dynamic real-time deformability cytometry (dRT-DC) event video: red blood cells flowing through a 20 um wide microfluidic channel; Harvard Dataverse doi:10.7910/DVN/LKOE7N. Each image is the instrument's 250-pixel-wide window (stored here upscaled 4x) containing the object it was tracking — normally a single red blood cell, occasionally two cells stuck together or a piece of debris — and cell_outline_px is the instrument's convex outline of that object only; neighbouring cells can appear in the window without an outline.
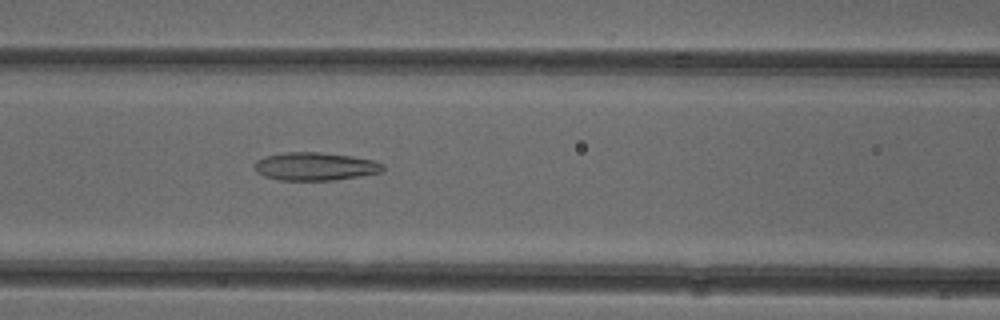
{"species": "common noctule bat (a hibernating species)", "species_latin": "Nyctalus noctula", "temperature_condition": "cold", "stored_images_in_passage": 52, "camera_frame_rate_fps": 3000, "um_per_image_px": 0.085, "animal": {"sex": "female"}, "frame": {"image": 1, "passage_image": 22, "time_ms": 7.0, "image_size_px": [1000, 320], "cell_outline_px": [[384, 168], [380, 172], [332, 180], [280, 180], [264, 176], [256, 172], [252, 164], [256, 160], [264, 156], [284, 152], [320, 152], [352, 156], [376, 160], [384, 164]], "centroid_in_image_um": [26.74, 14.13], "position_along_channel_um": 139.9, "area_um2": 21.1}}
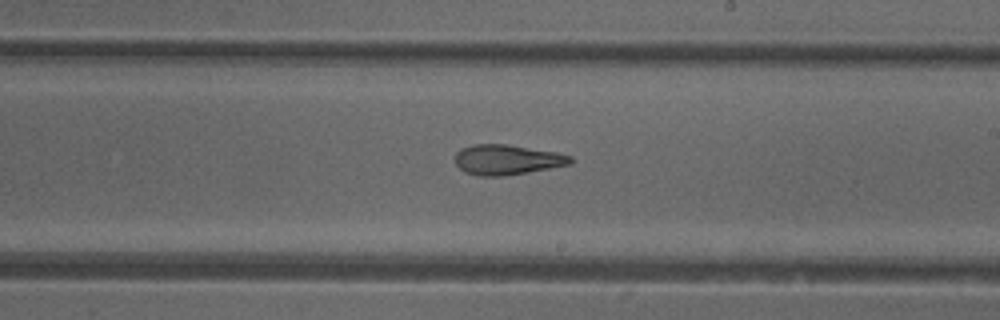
{"frame": {"image": 2, "passage_image": 30, "time_ms": 9.667, "image_size_px": [1000, 320], "cell_outline_px": [[576, 160], [572, 164], [528, 172], [504, 176], [480, 176], [464, 172], [456, 164], [456, 152], [460, 148], [472, 144], [508, 144], [556, 152], [572, 156]], "centroid_in_image_um": [43.12, 13.57], "position_along_channel_um": 245.9, "area_um2": 20.46}}
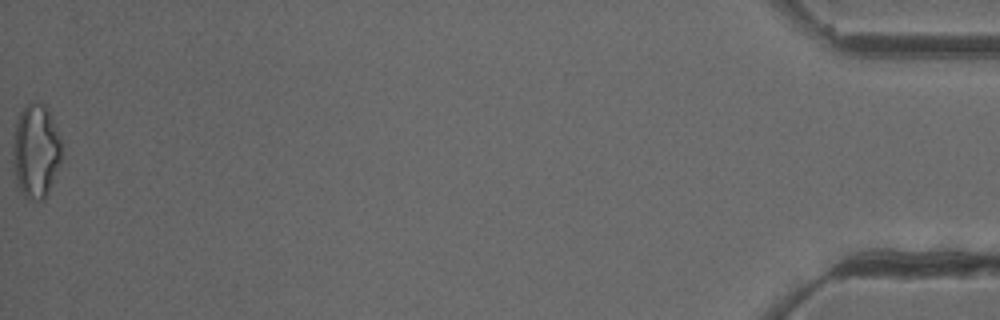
{"frame": {"image": 3, "passage_image": 52, "time_ms": 17.0, "image_size_px": [1000, 320], "cell_outline_px": [[64, 144], [60, 164], [52, 184], [44, 200], [24, 200], [16, 184], [12, 160], [12, 152], [16, 120], [24, 104], [40, 100], [48, 108]], "centroid_in_image_um": [3.05, 12.84], "position_along_channel_um": 432.1, "area_um2": 27.8}, "authors_computed_cell_mechanics": {"area_um2": 22.0218, "velocity_mm_per_s": 3.9746, "shape_relaxation_time_tau1_ms": null, "shape_relaxation_time_tau2_ms": 2.5203, "deformation_change_tau1": null, "deformation_change_tau2": 0.1103}}